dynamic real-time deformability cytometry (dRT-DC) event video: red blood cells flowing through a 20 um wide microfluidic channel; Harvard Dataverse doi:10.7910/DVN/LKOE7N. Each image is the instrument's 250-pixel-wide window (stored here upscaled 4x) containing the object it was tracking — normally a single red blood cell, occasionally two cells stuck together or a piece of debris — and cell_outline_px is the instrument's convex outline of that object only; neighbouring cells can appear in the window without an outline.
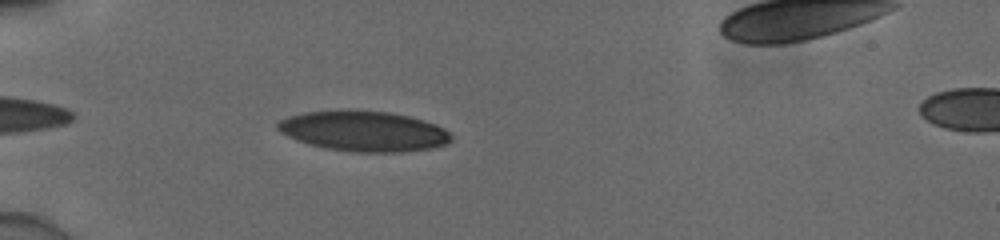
{"species": "human", "species_latin": "Homo sapiens", "temperature_condition": "cold", "stored_images_in_passage": 10, "camera_frame_rate_fps": 3000, "um_per_image_px": 0.085, "donor": {"sex": "male"}, "frame": {"image": 1, "passage_image": 4, "time_ms": 1.0, "image_size_px": [1000, 240], "cell_outline_px": [[452, 140], [444, 144], [432, 148], [400, 152], [352, 152], [328, 148], [308, 144], [296, 140], [280, 132], [276, 128], [276, 124], [280, 120], [288, 116], [304, 112], [388, 112], [408, 116], [424, 120], [436, 124], [444, 128], [452, 136]], "centroid_in_image_um": [30.92, 11.17], "position_along_channel_um": 54.1, "area_um2": 40.06}}
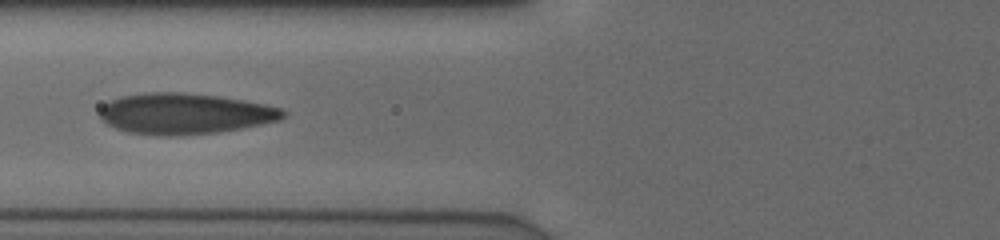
{"frame": {"image": 2, "passage_image": 9, "time_ms": 2.667, "image_size_px": [1000, 240], "cell_outline_px": [[288, 116], [280, 120], [244, 128], [220, 132], [176, 136], [160, 136], [128, 132], [116, 128], [108, 124], [100, 116], [100, 108], [104, 104], [112, 100], [124, 96], [148, 92], [184, 92], [220, 96], [244, 100], [264, 104], [280, 108], [288, 112]], "centroid_in_image_um": [15.77, 9.67], "position_along_channel_um": 110.0, "area_um2": 43.93}}